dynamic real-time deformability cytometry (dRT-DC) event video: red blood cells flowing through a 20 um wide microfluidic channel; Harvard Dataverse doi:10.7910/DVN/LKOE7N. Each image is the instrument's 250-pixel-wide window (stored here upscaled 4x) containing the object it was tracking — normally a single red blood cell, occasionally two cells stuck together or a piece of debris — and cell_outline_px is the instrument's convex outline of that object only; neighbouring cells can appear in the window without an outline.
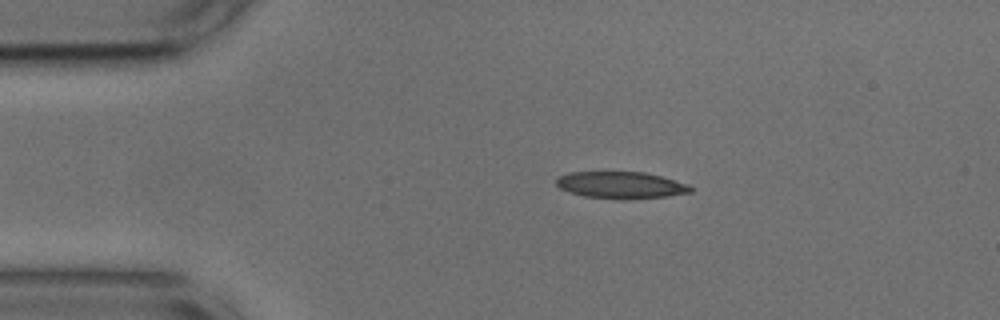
{"species": "common noctule bat (a hibernating species)", "species_latin": "Nyctalus noctula", "temperature_condition": "cold", "stored_images_in_passage": 52, "camera_frame_rate_fps": 3000, "um_per_image_px": 0.085, "animal": {"sex": "male", "body_mass_g": 17.9, "forearm_length_mm": 54.2}, "frame": {"image": 1, "passage_image": 9, "time_ms": 2.667, "image_size_px": [1000, 320], "cell_outline_px": [[692, 192], [668, 196], [584, 196], [568, 192], [560, 188], [556, 184], [556, 180], [560, 176], [568, 172], [644, 172], [660, 176], [688, 184], [692, 188]], "centroid_in_image_um": [52.74, 15.68], "position_along_channel_um": 32.3, "area_um2": 19.83}}
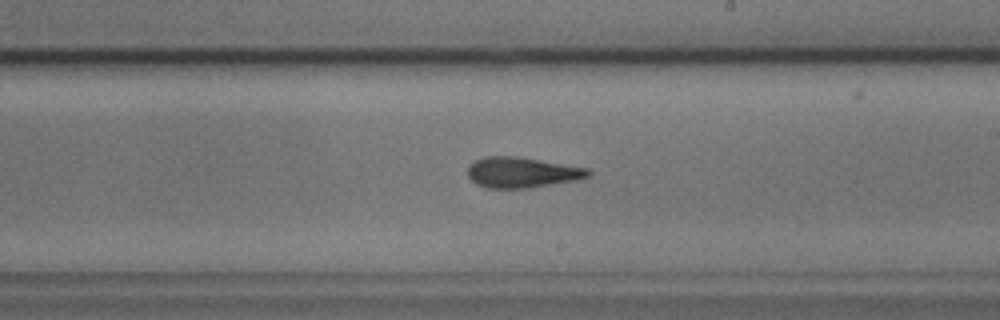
{"frame": {"image": 2, "passage_image": 29, "time_ms": 9.333, "image_size_px": [1000, 320], "cell_outline_px": [[592, 176], [576, 180], [528, 188], [484, 188], [476, 184], [468, 176], [468, 164], [484, 156], [516, 156], [588, 168], [592, 172]], "centroid_in_image_um": [44.36, 14.66], "position_along_channel_um": 244.6, "area_um2": 21.56}}
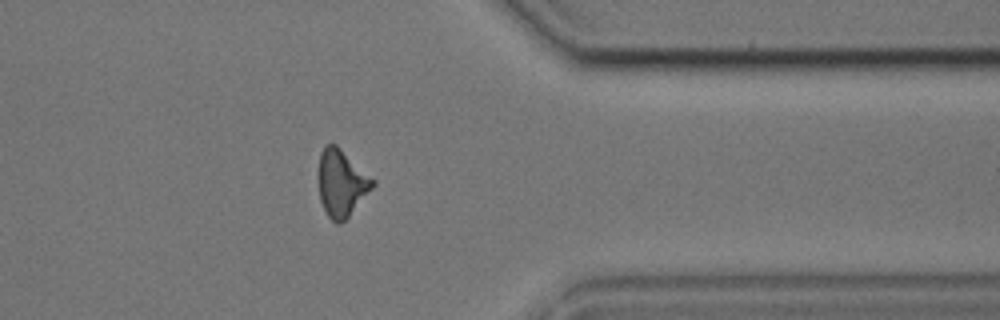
{"frame": {"image": 3, "passage_image": 41, "time_ms": 13.333, "image_size_px": [1000, 320], "cell_outline_px": [[376, 184], [348, 216], [340, 224], [336, 224], [328, 216], [320, 200], [316, 180], [316, 176], [320, 152], [324, 144], [336, 144], [376, 180]], "centroid_in_image_um": [28.98, 15.53], "position_along_channel_um": 382.4, "area_um2": 21.56}, "authors_computed_cell_mechanics": {"area_um2": 21.3571, "velocity_mm_per_s": 3.7662, "shape_relaxation_time_tau1_ms": 8.0241, "shape_relaxation_time_tau2_ms": 3.5223, "deformation_change_tau1": 0.1802, "deformation_change_tau2": 0.1324}}